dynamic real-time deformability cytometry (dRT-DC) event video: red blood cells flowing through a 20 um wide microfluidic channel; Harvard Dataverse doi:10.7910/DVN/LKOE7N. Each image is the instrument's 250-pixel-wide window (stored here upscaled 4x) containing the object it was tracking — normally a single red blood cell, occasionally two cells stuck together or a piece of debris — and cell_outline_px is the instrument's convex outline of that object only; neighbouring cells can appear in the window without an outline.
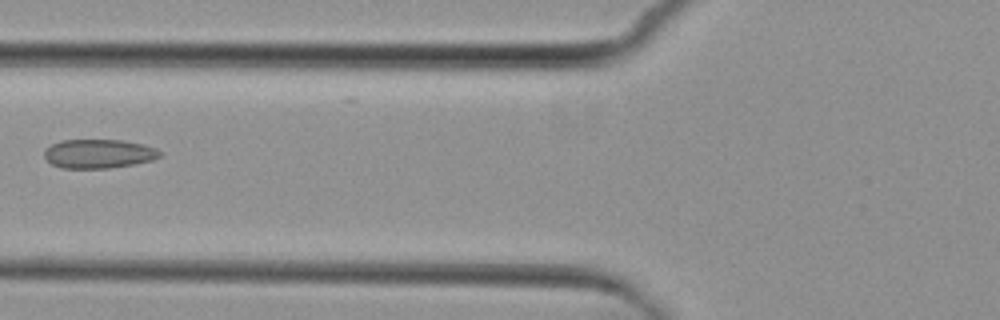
{"species": "common noctule bat (a hibernating species)", "species_latin": "Nyctalus noctula", "temperature_condition": "cold", "stored_images_in_passage": 5, "camera_frame_rate_fps": 3000, "um_per_image_px": 0.085, "animal": {"sex": "female", "body_mass_g": 29.2, "forearm_length_mm": 56.3}, "frame": {"image": 1, "passage_image": 4, "time_ms": 3.667, "image_size_px": [1000, 320], "cell_outline_px": [[164, 152], [160, 156], [152, 160], [112, 168], [60, 168], [52, 164], [44, 156], [44, 152], [52, 144], [60, 140], [124, 140], [144, 144], [156, 148]], "centroid_in_image_um": [8.42, 13.06], "position_along_channel_um": 117.4, "area_um2": 19.59}}
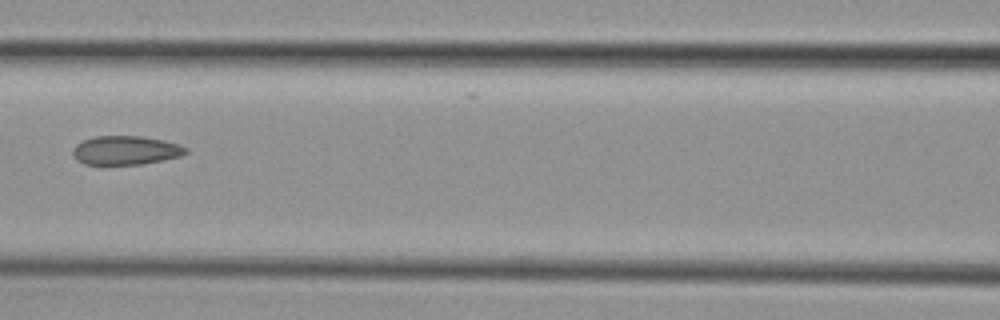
{"frame": {"image": 2, "passage_image": 5, "time_ms": 4.667, "image_size_px": [1000, 320], "cell_outline_px": [[188, 152], [180, 156], [140, 164], [84, 164], [76, 160], [72, 156], [72, 148], [76, 144], [84, 140], [96, 136], [140, 136], [164, 140], [180, 144], [188, 148]], "centroid_in_image_um": [10.66, 12.77], "position_along_channel_um": 155.9, "area_um2": 19.02}}